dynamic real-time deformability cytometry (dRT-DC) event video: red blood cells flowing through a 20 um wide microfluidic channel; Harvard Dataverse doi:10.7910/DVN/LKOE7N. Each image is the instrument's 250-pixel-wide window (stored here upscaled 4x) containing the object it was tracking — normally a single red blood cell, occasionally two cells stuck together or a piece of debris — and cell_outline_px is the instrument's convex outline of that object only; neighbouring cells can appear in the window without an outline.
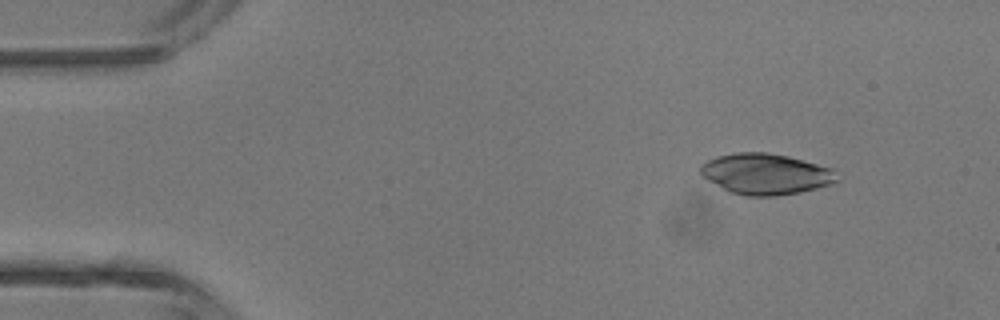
{"species": "common noctule bat (a hibernating species)", "species_latin": "Nyctalus noctula", "temperature_condition": "room temperature", "stored_images_in_passage": 4, "camera_frame_rate_fps": 3000, "um_per_image_px": 0.085, "animal": {"sex": "male", "body_mass_g": 13.3}, "frame": {"image": 1, "passage_image": 2, "time_ms": 1.333, "image_size_px": [1000, 320], "cell_outline_px": [[840, 180], [836, 184], [800, 192], [776, 196], [748, 196], [728, 192], [700, 176], [700, 164], [716, 156], [736, 152], [768, 152], [788, 156], [832, 168]], "centroid_in_image_um": [65.08, 14.79], "position_along_channel_um": 19.9, "area_um2": 33.0}}